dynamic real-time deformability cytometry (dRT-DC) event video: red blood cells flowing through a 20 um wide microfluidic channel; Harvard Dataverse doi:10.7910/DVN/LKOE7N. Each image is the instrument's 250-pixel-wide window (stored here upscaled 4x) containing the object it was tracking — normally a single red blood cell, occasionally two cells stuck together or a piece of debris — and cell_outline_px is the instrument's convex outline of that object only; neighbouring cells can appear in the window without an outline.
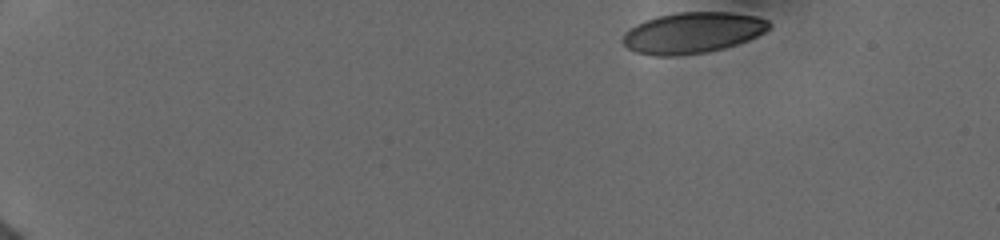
{"species": "human", "species_latin": "Homo sapiens", "temperature_condition": "cold", "stored_images_in_passage": 23, "camera_frame_rate_fps": 3000, "um_per_image_px": 0.085, "donor": {"sex": "female"}, "frame": {"image": 1, "passage_image": 1, "time_ms": 0.0, "image_size_px": [1000, 240], "cell_outline_px": [[772, 24], [764, 32], [748, 40], [724, 48], [708, 52], [672, 56], [656, 56], [636, 52], [628, 48], [620, 40], [624, 32], [628, 28], [644, 20], [656, 16], [676, 12], [732, 12], [756, 16], [768, 20]], "centroid_in_image_um": [58.83, 2.78], "position_along_channel_um": 26.2, "area_um2": 35.2}}
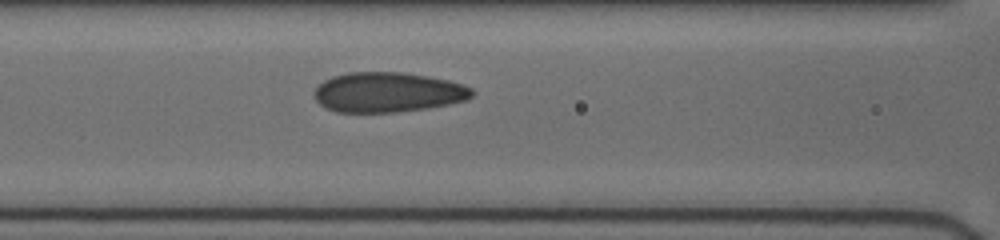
{"frame": {"image": 2, "passage_image": 20, "time_ms": 6.0, "image_size_px": [1000, 240], "cell_outline_px": [[472, 96], [468, 100], [428, 108], [396, 112], [336, 112], [324, 108], [316, 100], [312, 92], [324, 80], [332, 76], [348, 72], [400, 72], [428, 76], [448, 80], [464, 84], [472, 88]], "centroid_in_image_um": [32.95, 7.84], "position_along_channel_um": 133.7, "area_um2": 36.93}}
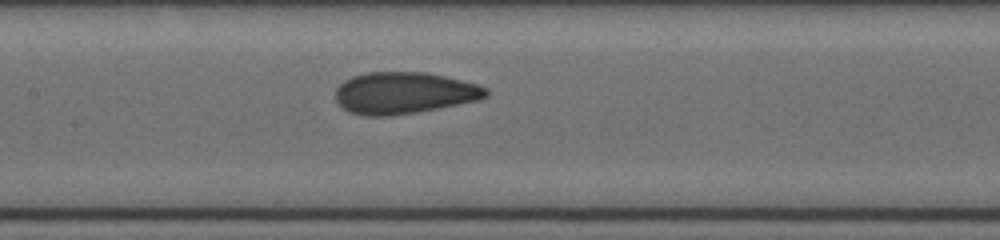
{"frame": {"image": 3, "passage_image": 23, "time_ms": 7.0, "image_size_px": [1000, 240], "cell_outline_px": [[488, 96], [480, 100], [416, 112], [392, 116], [364, 116], [348, 112], [336, 100], [336, 88], [344, 80], [352, 76], [368, 72], [424, 72], [444, 76], [480, 84], [488, 88]], "centroid_in_image_um": [34.36, 7.9], "position_along_channel_um": 173.0, "area_um2": 36.76}}